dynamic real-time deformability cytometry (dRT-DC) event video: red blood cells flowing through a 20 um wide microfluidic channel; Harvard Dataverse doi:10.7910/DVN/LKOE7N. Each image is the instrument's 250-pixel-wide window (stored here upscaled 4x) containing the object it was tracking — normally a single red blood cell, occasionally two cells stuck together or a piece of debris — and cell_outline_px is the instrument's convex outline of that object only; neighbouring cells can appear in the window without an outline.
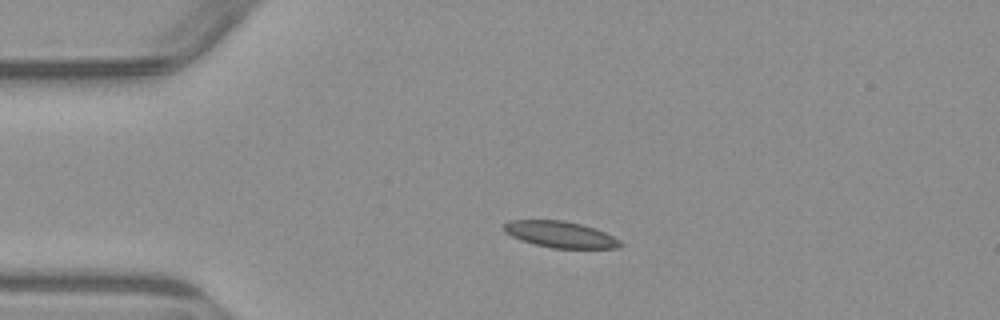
{"species": "common noctule bat (a hibernating species)", "species_latin": "Nyctalus noctula", "temperature_condition": "warm", "stored_images_in_passage": 2, "camera_frame_rate_fps": 3000, "um_per_image_px": 0.085, "animal": {"sex": "male", "body_mass_g": 23.1, "forearm_length_mm": 52.7}, "frame": {"image": 1, "passage_image": 2, "time_ms": 1.333, "image_size_px": [1000, 320], "cell_outline_px": [[624, 244], [620, 248], [552, 248], [520, 240], [504, 232], [504, 224], [508, 220], [564, 220], [596, 228], [620, 240]], "centroid_in_image_um": [47.64, 19.92], "position_along_channel_um": 37.4, "area_um2": 17.86}}